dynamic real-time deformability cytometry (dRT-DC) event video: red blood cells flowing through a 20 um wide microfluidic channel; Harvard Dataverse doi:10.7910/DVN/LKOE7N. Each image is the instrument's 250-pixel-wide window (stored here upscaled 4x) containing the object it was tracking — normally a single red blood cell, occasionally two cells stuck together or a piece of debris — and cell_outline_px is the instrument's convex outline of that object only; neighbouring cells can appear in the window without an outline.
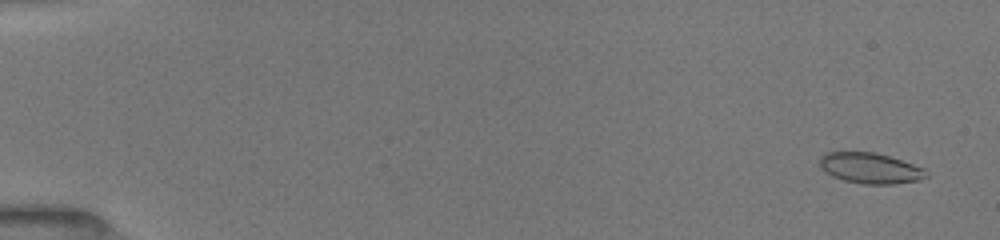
{"species": "common noctule bat (a hibernating species)", "species_latin": "Nyctalus noctula", "temperature_condition": "room temperature", "stored_images_in_passage": 53, "camera_frame_rate_fps": 3000, "um_per_image_px": 0.085, "animal": {"sex": "female", "body_mass_g": 19.5, "forearm_length_mm": 54.1}, "frame": {"image": 1, "passage_image": 3, "time_ms": 0.667, "image_size_px": [1000, 240], "cell_outline_px": [[928, 176], [920, 180], [892, 184], [864, 184], [844, 180], [832, 176], [824, 172], [820, 168], [820, 156], [824, 152], [876, 152], [924, 168], [928, 172]], "centroid_in_image_um": [73.95, 14.29], "position_along_channel_um": 11.1, "area_um2": 19.07}}
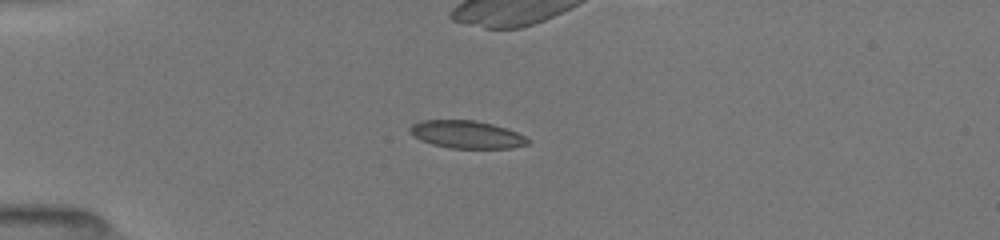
{"frame": {"image": 2, "passage_image": 15, "time_ms": 4.667, "image_size_px": [1000, 240], "cell_outline_px": [[532, 140], [528, 144], [512, 148], [448, 148], [432, 144], [420, 140], [412, 136], [408, 132], [408, 128], [412, 124], [424, 120], [472, 120], [492, 124], [516, 132]], "centroid_in_image_um": [39.63, 11.44], "position_along_channel_um": 45.4, "area_um2": 19.07}, "authors_computed_cell_mechanics": {"area_um2": 19.074, "velocity_mm_per_s": 4.0282, "shape_relaxation_time_tau1_ms": 6.8414, "shape_relaxation_time_tau2_ms": 1.7426, "deformation_change_tau1": 0.1749, "deformation_change_tau2": 0.0666}}